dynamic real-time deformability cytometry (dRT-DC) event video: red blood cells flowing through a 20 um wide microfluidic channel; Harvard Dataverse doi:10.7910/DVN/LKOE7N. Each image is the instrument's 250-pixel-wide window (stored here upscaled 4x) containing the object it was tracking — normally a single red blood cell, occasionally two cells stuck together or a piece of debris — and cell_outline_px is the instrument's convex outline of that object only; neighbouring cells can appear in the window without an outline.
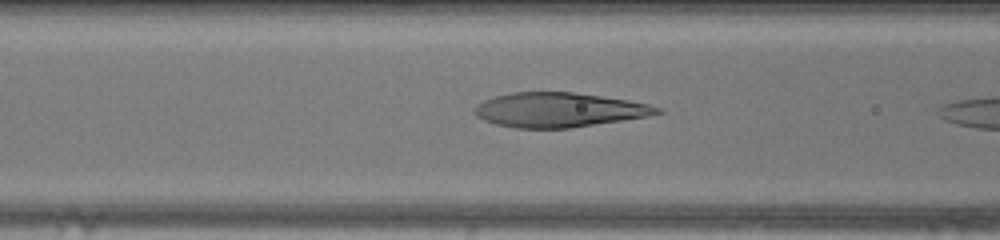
{"species": "human", "species_latin": "Homo sapiens", "temperature_condition": "warm", "stored_images_in_passage": 7, "camera_frame_rate_fps": 3000, "um_per_image_px": 0.085, "donor": {"sex": "female"}, "frame": {"image": 1, "passage_image": 5, "time_ms": 1.333, "image_size_px": [1000, 240], "cell_outline_px": [[664, 112], [648, 116], [568, 128], [516, 128], [496, 124], [484, 120], [476, 116], [472, 112], [472, 108], [476, 104], [484, 100], [496, 96], [512, 92], [572, 92], [628, 100], [648, 104], [660, 108]], "centroid_in_image_um": [47.45, 9.34], "position_along_channel_um": 119.1, "area_um2": 36.53}}